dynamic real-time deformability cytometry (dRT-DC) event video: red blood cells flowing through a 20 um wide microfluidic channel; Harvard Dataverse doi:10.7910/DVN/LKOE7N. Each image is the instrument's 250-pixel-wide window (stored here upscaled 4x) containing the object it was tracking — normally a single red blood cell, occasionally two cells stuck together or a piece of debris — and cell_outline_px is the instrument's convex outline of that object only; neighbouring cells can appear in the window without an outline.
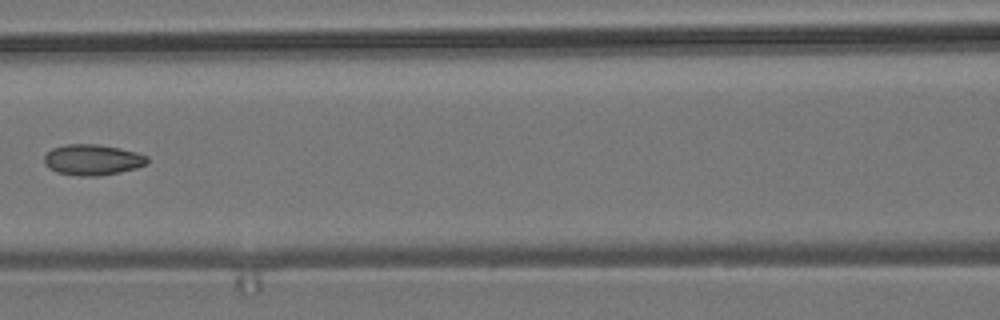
{"species": "common noctule bat (a hibernating species)", "species_latin": "Nyctalus noctula", "temperature_condition": "room temperature", "stored_images_in_passage": 5, "camera_frame_rate_fps": 3000, "um_per_image_px": 0.085, "animal": {"sex": "male", "body_mass_g": 19.2, "forearm_length_mm": 51.8}, "frame": {"image": 1, "passage_image": 5, "time_ms": 5.667, "image_size_px": [1000, 320], "cell_outline_px": [[148, 164], [136, 168], [120, 172], [96, 176], [80, 176], [56, 172], [48, 168], [44, 164], [44, 156], [52, 148], [64, 144], [96, 144], [120, 148], [136, 152], [148, 156]], "centroid_in_image_um": [7.86, 13.58], "position_along_channel_um": 158.7, "area_um2": 18.61}}